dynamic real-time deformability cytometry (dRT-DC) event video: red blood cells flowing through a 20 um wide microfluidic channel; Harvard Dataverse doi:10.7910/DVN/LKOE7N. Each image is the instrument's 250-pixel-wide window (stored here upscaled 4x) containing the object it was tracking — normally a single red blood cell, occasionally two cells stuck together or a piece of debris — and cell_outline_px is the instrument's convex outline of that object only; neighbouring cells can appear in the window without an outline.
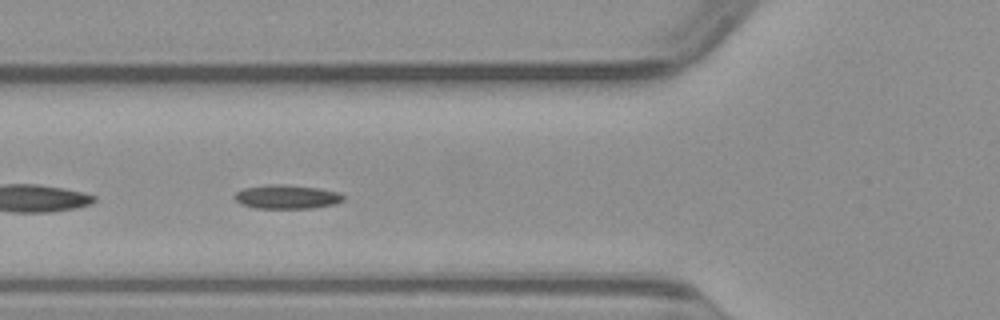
{"species": "common noctule bat (a hibernating species)", "species_latin": "Nyctalus noctula", "temperature_condition": "warm", "stored_images_in_passage": 50, "segment_of_instrument_passage": [2, 2], "camera_frame_rate_fps": 3000, "um_per_image_px": 0.085, "animal": {"sex": "male", "body_mass_g": 23.1, "forearm_length_mm": 52.7}, "frame": {"image": 1, "passage_image": 18, "time_ms": 5.667, "image_size_px": [1000, 320], "cell_outline_px": [[344, 200], [336, 204], [312, 208], [256, 208], [240, 204], [232, 196], [236, 192], [244, 188], [272, 184], [284, 184], [320, 188], [336, 192], [344, 196]], "centroid_in_image_um": [24.37, 16.73], "position_along_channel_um": 101.4, "area_um2": 15.2}}
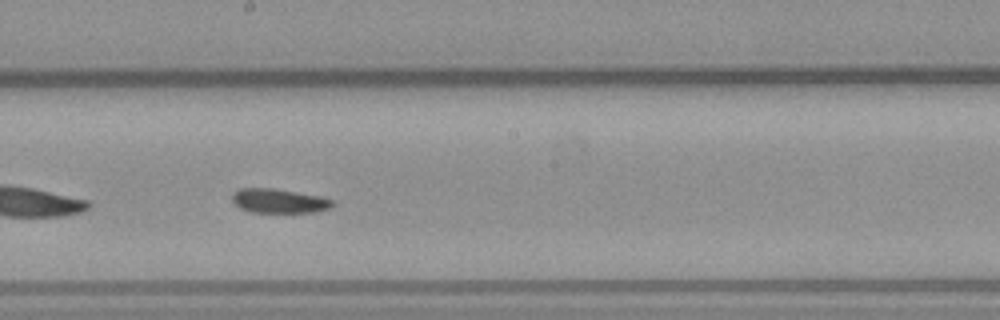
{"frame": {"image": 2, "passage_image": 27, "time_ms": 8.667, "image_size_px": [1000, 320], "cell_outline_px": [[332, 208], [312, 212], [252, 212], [240, 208], [232, 200], [232, 192], [240, 188], [272, 188], [320, 196], [332, 200]], "centroid_in_image_um": [23.68, 17.07], "position_along_channel_um": 224.5, "area_um2": 14.05}}
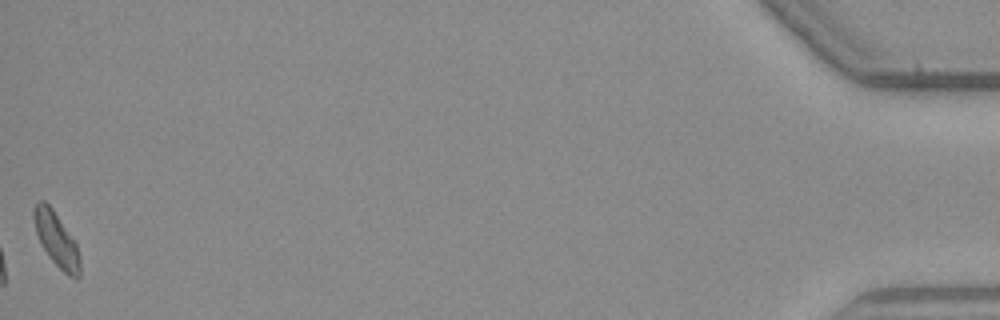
{"frame": {"image": 3, "passage_image": 50, "time_ms": 16.333, "image_size_px": [1000, 320], "cell_outline_px": [[80, 276], [76, 280], [68, 276], [48, 256], [36, 232], [32, 216], [32, 212], [36, 200], [44, 200], [52, 208], [76, 244], [80, 256]], "centroid_in_image_um": [4.79, 20.35], "position_along_channel_um": 430.4, "area_um2": 14.45}}